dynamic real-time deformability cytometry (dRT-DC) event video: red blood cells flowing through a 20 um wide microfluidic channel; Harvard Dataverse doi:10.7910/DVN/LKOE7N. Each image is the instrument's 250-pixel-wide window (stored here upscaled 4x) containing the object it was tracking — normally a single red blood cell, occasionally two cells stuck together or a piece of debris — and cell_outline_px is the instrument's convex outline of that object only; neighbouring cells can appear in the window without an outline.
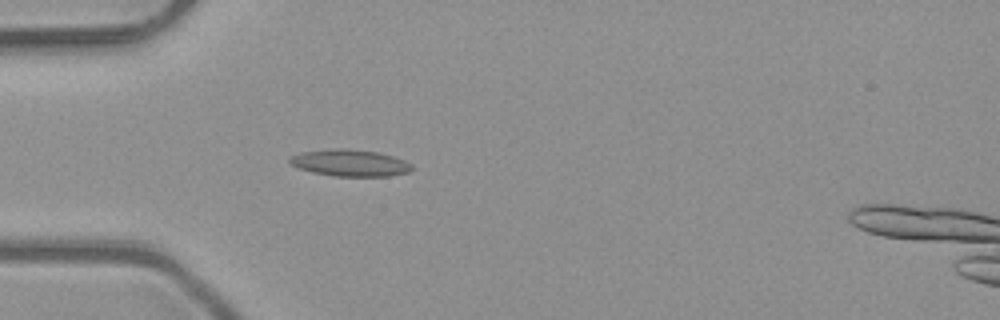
{"species": "common noctule bat (a hibernating species)", "species_latin": "Nyctalus noctula", "temperature_condition": "room temperature", "stored_images_in_passage": 37, "camera_frame_rate_fps": 3000, "um_per_image_px": 0.085, "animal": {"sex": "male", "body_mass_g": 23.1, "forearm_length_mm": 52.7}, "frame": {"image": 1, "passage_image": 1, "time_ms": 0.0, "image_size_px": [1000, 320], "cell_outline_px": [[412, 168], [408, 172], [388, 176], [332, 176], [312, 172], [288, 164], [288, 156], [300, 152], [332, 148], [348, 148], [380, 152], [404, 160], [412, 164]], "centroid_in_image_um": [29.69, 13.83], "position_along_channel_um": 55.3, "area_um2": 19.31}}
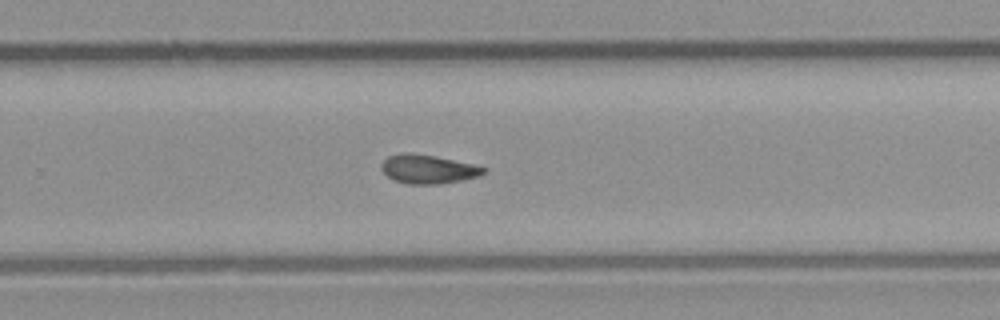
{"frame": {"image": 2, "passage_image": 19, "time_ms": 6.0, "image_size_px": [1000, 320], "cell_outline_px": [[484, 172], [480, 176], [460, 180], [436, 184], [408, 184], [396, 180], [388, 176], [380, 168], [380, 164], [388, 156], [408, 152], [432, 156], [472, 164], [484, 168]], "centroid_in_image_um": [36.33, 14.38], "position_along_channel_um": 293.5, "area_um2": 16.7}}
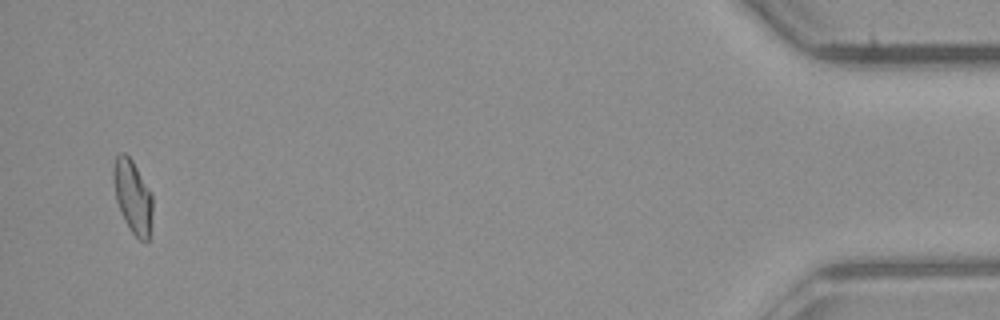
{"frame": {"image": 3, "passage_image": 35, "time_ms": 11.333, "image_size_px": [1000, 320], "cell_outline_px": [[152, 212], [148, 240], [140, 240], [128, 228], [124, 220], [116, 200], [112, 176], [112, 168], [116, 156], [120, 152], [124, 152], [132, 160], [152, 192]], "centroid_in_image_um": [11.26, 16.66], "position_along_channel_um": 423.9, "area_um2": 16.76}}